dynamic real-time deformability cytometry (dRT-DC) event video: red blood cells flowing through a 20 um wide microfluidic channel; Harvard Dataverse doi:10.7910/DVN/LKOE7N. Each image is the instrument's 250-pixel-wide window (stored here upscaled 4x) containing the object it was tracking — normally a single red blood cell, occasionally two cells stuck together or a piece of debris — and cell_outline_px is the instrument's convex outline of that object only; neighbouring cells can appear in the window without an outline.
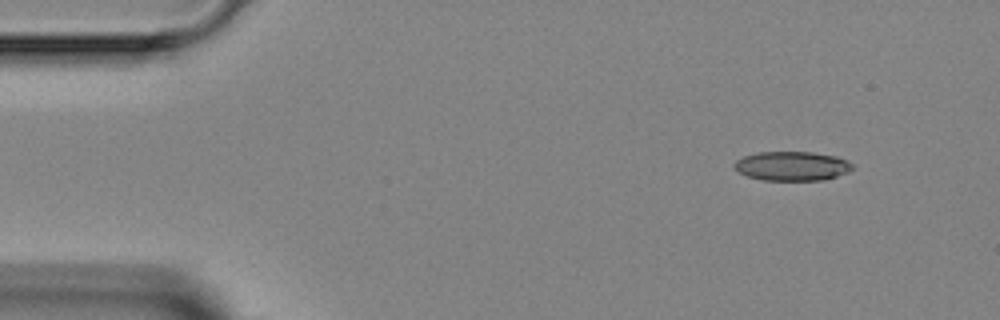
{"species": "Egyptian fruit bat (a non-hibernating species)", "species_latin": "Rousettus aegyptiacus", "temperature_condition": "room temperature", "stored_images_in_passage": 3, "camera_frame_rate_fps": 3000, "um_per_image_px": 0.085, "animal": {"sex": "female"}, "frame": {"image": 1, "passage_image": 1, "time_ms": 0.0, "image_size_px": [1000, 320], "cell_outline_px": [[856, 168], [848, 172], [824, 180], [764, 180], [748, 176], [740, 172], [732, 164], [736, 160], [744, 156], [756, 152], [812, 152], [836, 156], [848, 160]], "centroid_in_image_um": [67.36, 14.11], "position_along_channel_um": 17.6, "area_um2": 20.17}}
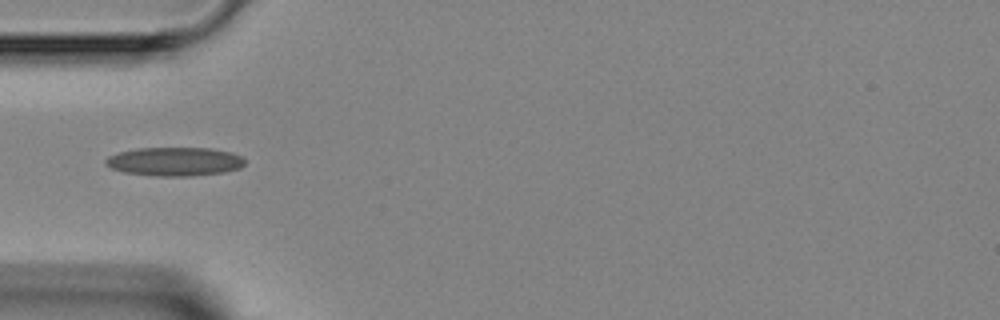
{"frame": {"image": 2, "passage_image": 3, "time_ms": 3.333, "image_size_px": [1000, 320], "cell_outline_px": [[244, 164], [240, 168], [224, 172], [192, 176], [156, 176], [124, 172], [112, 168], [104, 164], [104, 160], [108, 156], [120, 152], [140, 148], [212, 148], [232, 152], [240, 156], [244, 160]], "centroid_in_image_um": [14.85, 13.73], "position_along_channel_um": 70.2, "area_um2": 23.29}}